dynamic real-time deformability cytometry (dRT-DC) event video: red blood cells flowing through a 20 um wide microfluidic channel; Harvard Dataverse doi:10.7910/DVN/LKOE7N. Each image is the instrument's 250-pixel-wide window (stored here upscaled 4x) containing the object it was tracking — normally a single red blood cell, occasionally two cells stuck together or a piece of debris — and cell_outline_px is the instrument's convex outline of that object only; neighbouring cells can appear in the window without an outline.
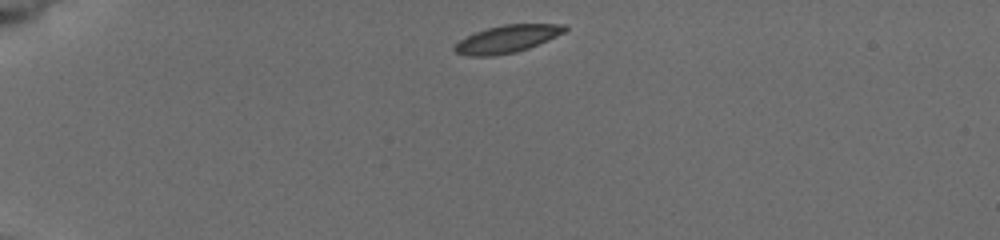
{"species": "common noctule bat (a hibernating species)", "species_latin": "Nyctalus noctula", "temperature_condition": "cold", "stored_images_in_passage": 5, "camera_frame_rate_fps": 3000, "um_per_image_px": 0.085, "animal": {"sex": "female", "body_mass_g": 19.5, "forearm_length_mm": 54.1}, "frame": {"image": 1, "passage_image": 1, "time_ms": 0.0, "image_size_px": [1000, 240], "cell_outline_px": [[568, 28], [564, 32], [548, 40], [528, 48], [516, 52], [492, 56], [468, 56], [456, 52], [452, 48], [460, 40], [476, 32], [488, 28], [504, 24], [568, 24]], "centroid_in_image_um": [43.12, 3.31], "position_along_channel_um": 41.9, "area_um2": 17.51}}
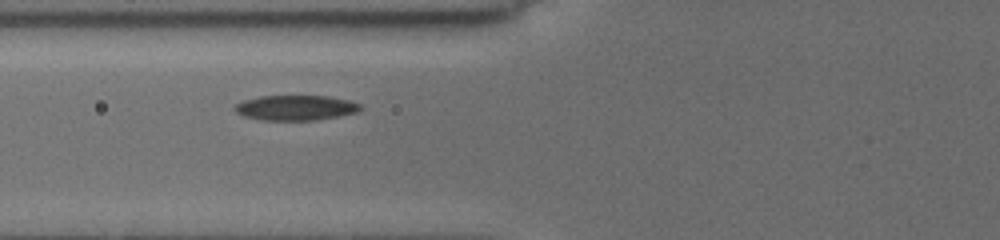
{"frame": {"image": 2, "passage_image": 4, "time_ms": 3.0, "image_size_px": [1000, 240], "cell_outline_px": [[364, 108], [360, 112], [316, 120], [260, 120], [244, 116], [236, 112], [232, 108], [236, 104], [244, 100], [260, 96], [328, 96], [348, 100], [360, 104]], "centroid_in_image_um": [25.15, 9.16], "position_along_channel_um": 100.6, "area_um2": 18.5}}